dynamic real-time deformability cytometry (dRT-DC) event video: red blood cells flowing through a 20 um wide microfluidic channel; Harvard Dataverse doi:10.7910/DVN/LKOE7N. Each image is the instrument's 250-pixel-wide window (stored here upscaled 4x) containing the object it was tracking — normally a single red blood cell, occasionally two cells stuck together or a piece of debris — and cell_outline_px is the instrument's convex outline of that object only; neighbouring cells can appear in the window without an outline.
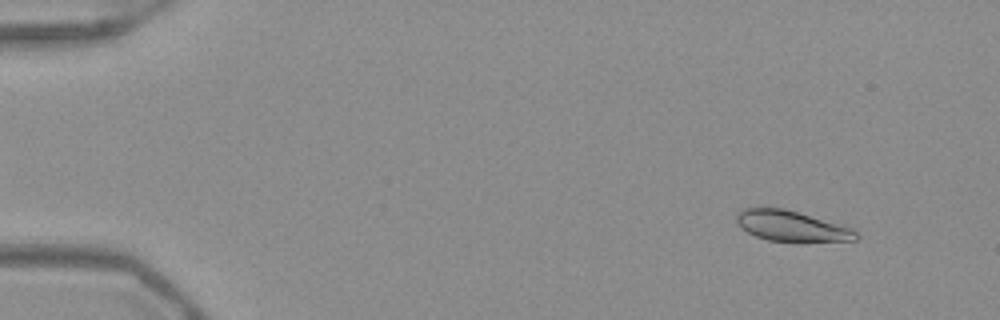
{"species": "Egyptian fruit bat (a non-hibernating species)", "species_latin": "Rousettus aegyptiacus", "temperature_condition": "warm", "stored_images_in_passage": 52, "camera_frame_rate_fps": 3000, "um_per_image_px": 0.085, "frame": {"image": 1, "passage_image": 5, "time_ms": 1.333, "image_size_px": [1000, 320], "cell_outline_px": [[860, 236], [856, 240], [796, 244], [768, 240], [756, 236], [740, 228], [736, 220], [736, 212], [744, 208], [756, 204], [784, 208], [852, 228]], "centroid_in_image_um": [67.23, 19.22], "position_along_channel_um": 17.8, "area_um2": 22.48}}
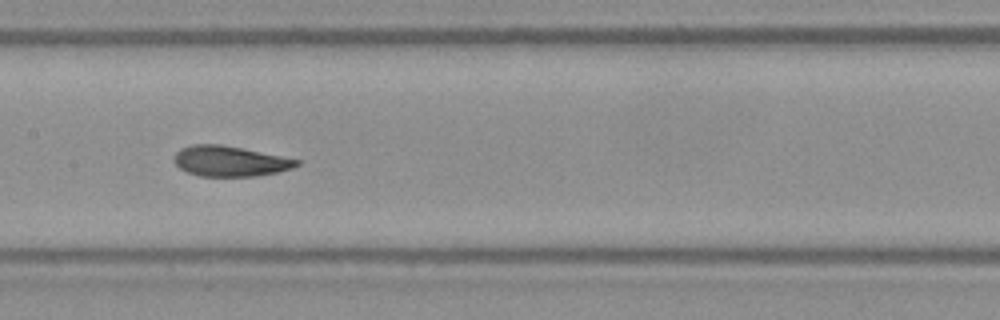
{"frame": {"image": 2, "passage_image": 27, "time_ms": 8.667, "image_size_px": [1000, 320], "cell_outline_px": [[300, 164], [292, 168], [276, 172], [256, 176], [200, 176], [188, 172], [180, 168], [172, 160], [172, 156], [180, 148], [192, 144], [220, 144], [300, 160]], "centroid_in_image_um": [19.48, 13.69], "position_along_channel_um": 187.9, "area_um2": 21.56}}
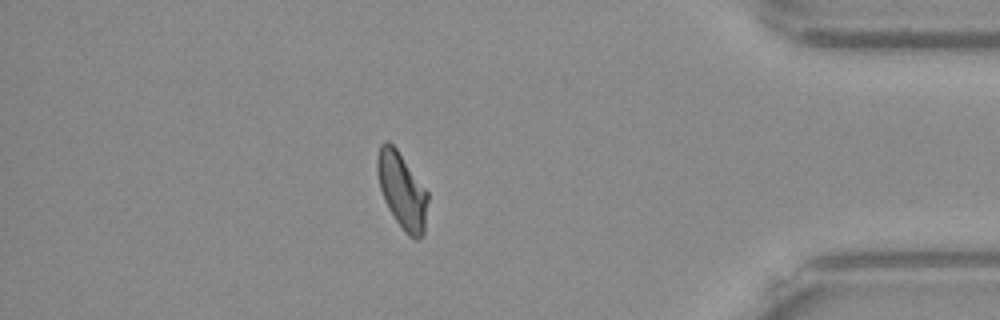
{"frame": {"image": 3, "passage_image": 46, "time_ms": 15.0, "image_size_px": [1000, 320], "cell_outline_px": [[428, 200], [424, 232], [420, 240], [416, 240], [408, 236], [404, 232], [388, 208], [384, 200], [380, 188], [376, 168], [376, 156], [380, 144], [384, 140], [388, 140], [396, 148], [428, 192]], "centroid_in_image_um": [34.16, 16.2], "position_along_channel_um": 401.0, "area_um2": 22.48}, "authors_computed_cell_mechanics": {"area_um2": 22.4553, "velocity_mm_per_s": 3.909, "shape_relaxation_time_tau1_ms": 2.7822, "shape_relaxation_time_tau2_ms": 1.2869, "deformation_change_tau1": 0.124, "deformation_change_tau2": 0.0617}}